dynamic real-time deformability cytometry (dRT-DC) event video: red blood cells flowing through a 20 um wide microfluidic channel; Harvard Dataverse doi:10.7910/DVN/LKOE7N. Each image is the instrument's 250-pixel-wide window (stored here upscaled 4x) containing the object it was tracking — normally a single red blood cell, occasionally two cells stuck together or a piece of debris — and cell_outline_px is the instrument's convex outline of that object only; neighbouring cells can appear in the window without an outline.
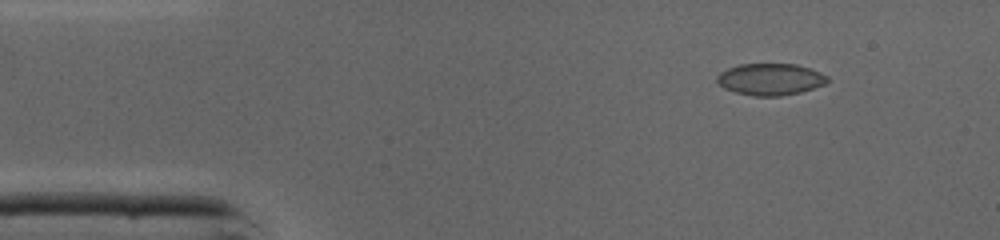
{"species": "common noctule bat (a hibernating species)", "species_latin": "Nyctalus noctula", "temperature_condition": "cold", "stored_images_in_passage": 41, "camera_frame_rate_fps": 3000, "um_per_image_px": 0.085, "animal": {"sex": "male", "body_mass_g": 19.0, "forearm_length_mm": 50.8}, "frame": {"image": 1, "passage_image": 1, "time_ms": 0.0, "image_size_px": [1000, 240], "cell_outline_px": [[828, 80], [824, 84], [800, 92], [780, 96], [756, 96], [736, 92], [724, 88], [716, 80], [716, 76], [720, 72], [728, 68], [740, 64], [796, 64], [820, 72], [828, 76]], "centroid_in_image_um": [65.46, 6.73], "position_along_channel_um": 19.5, "area_um2": 20.23}}
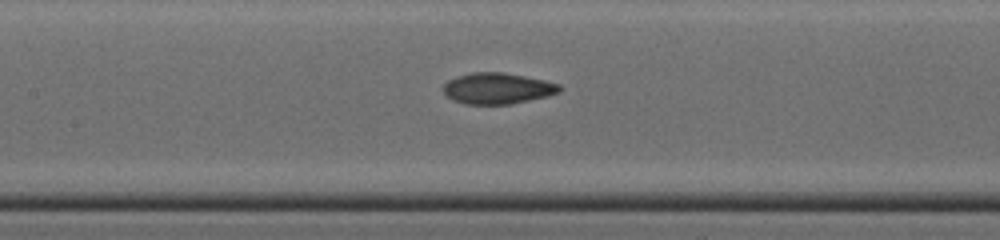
{"frame": {"image": 2, "passage_image": 16, "time_ms": 5.0, "image_size_px": [1000, 240], "cell_outline_px": [[560, 92], [528, 100], [508, 104], [464, 104], [452, 100], [444, 92], [444, 84], [448, 80], [472, 72], [504, 72], [544, 80], [560, 84]], "centroid_in_image_um": [42.27, 7.51], "position_along_channel_um": 165.1, "area_um2": 20.75}}
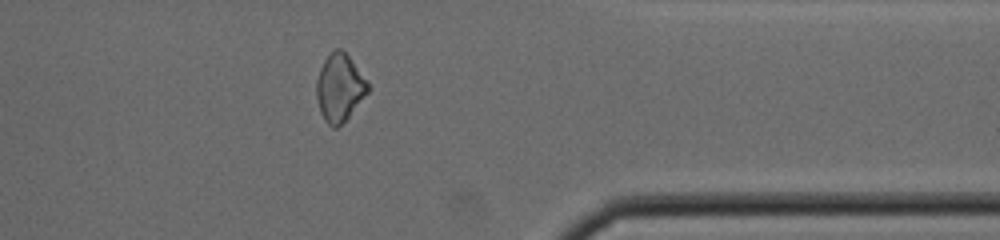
{"frame": {"image": 3, "passage_image": 32, "time_ms": 10.333, "image_size_px": [1000, 240], "cell_outline_px": [[368, 92], [348, 116], [336, 128], [332, 128], [324, 120], [320, 112], [316, 96], [316, 80], [320, 68], [324, 60], [336, 48], [340, 48], [348, 56], [368, 84]], "centroid_in_image_um": [28.82, 7.47], "position_along_channel_um": 382.6, "area_um2": 19.65}, "authors_computed_cell_mechanics": {"area_um2": 20.519, "velocity_mm_per_s": 4.3641, "shape_relaxation_time_tau1_ms": null, "shape_relaxation_time_tau2_ms": 1.5774, "deformation_change_tau1": null, "deformation_change_tau2": 0.053}}